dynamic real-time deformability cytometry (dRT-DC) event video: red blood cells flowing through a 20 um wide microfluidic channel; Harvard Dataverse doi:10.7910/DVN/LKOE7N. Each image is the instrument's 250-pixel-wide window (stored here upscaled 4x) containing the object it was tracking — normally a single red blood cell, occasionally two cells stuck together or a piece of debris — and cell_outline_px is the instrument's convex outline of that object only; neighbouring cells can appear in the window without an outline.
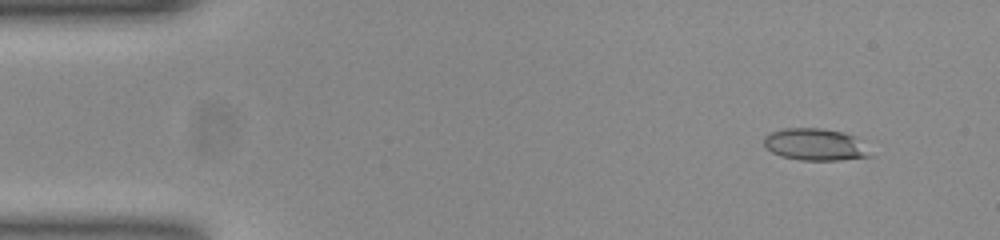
{"species": "common noctule bat (a hibernating species)", "species_latin": "Nyctalus noctula", "temperature_condition": "room temperature", "stored_images_in_passage": 53, "segment_of_instrument_passage": [1, 2], "camera_frame_rate_fps": 3000, "um_per_image_px": 0.085, "animal": {"sex": "female", "body_mass_g": 23.0, "forearm_length_mm": 53.4}, "frame": {"image": 1, "passage_image": 4, "time_ms": 1.0, "image_size_px": [1000, 240], "cell_outline_px": [[872, 156], [840, 160], [800, 160], [780, 156], [764, 148], [764, 136], [768, 132], [784, 128], [820, 128], [844, 132], [856, 136]], "centroid_in_image_um": [69.23, 12.28], "position_along_channel_um": 15.8, "area_um2": 19.94}}
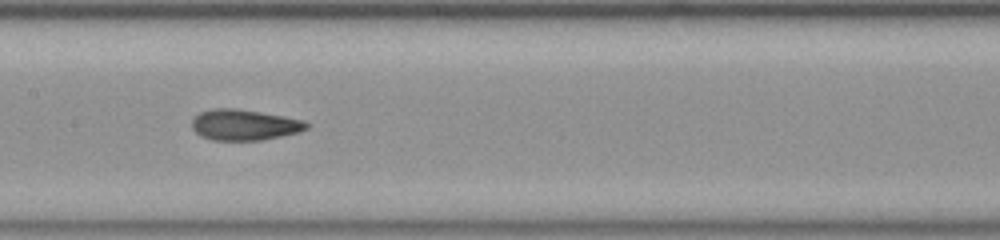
{"frame": {"image": 2, "passage_image": 25, "time_ms": 8.0, "image_size_px": [1000, 240], "cell_outline_px": [[312, 124], [308, 128], [300, 132], [260, 140], [212, 140], [200, 136], [192, 128], [192, 120], [200, 112], [212, 108], [236, 108], [284, 116], [304, 120]], "centroid_in_image_um": [20.79, 10.61], "position_along_channel_um": 186.6, "area_um2": 20.69}}
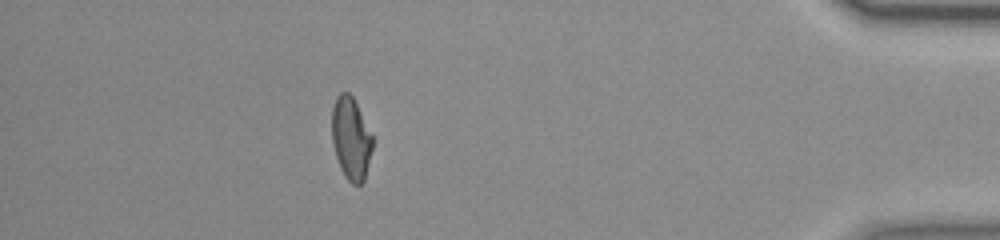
{"frame": {"image": 3, "passage_image": 46, "time_ms": 15.0, "image_size_px": [1000, 240], "cell_outline_px": [[372, 148], [364, 180], [360, 184], [352, 184], [344, 176], [340, 168], [336, 156], [332, 140], [332, 108], [336, 96], [340, 92], [348, 92], [352, 96], [372, 136]], "centroid_in_image_um": [29.81, 11.77], "position_along_channel_um": 405.4, "area_um2": 19.25}}